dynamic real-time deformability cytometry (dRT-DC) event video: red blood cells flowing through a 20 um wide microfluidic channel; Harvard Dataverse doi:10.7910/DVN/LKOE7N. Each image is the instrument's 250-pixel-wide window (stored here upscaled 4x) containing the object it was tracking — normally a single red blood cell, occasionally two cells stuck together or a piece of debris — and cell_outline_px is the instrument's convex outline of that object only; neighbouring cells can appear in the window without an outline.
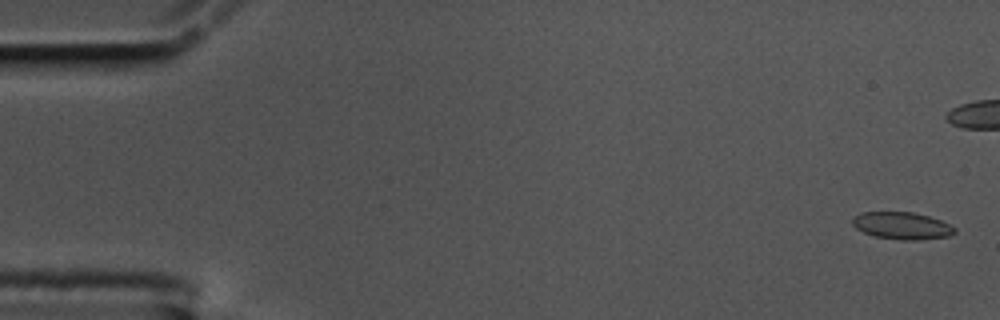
{"species": "common noctule bat (a hibernating species)", "species_latin": "Nyctalus noctula", "temperature_condition": "cold", "stored_images_in_passage": 59, "camera_frame_rate_fps": 3000, "um_per_image_px": 0.085, "animal": {"sex": "male", "body_mass_g": 17.5, "forearm_length_mm": 52.3}, "frame": {"image": 1, "passage_image": 2, "time_ms": 0.333, "image_size_px": [1000, 320], "cell_outline_px": [[956, 232], [948, 236], [916, 240], [900, 240], [876, 236], [864, 232], [856, 228], [852, 224], [852, 220], [860, 212], [912, 212], [928, 216], [940, 220], [956, 228]], "centroid_in_image_um": [76.67, 19.18], "position_along_channel_um": 8.3, "area_um2": 16.01}}
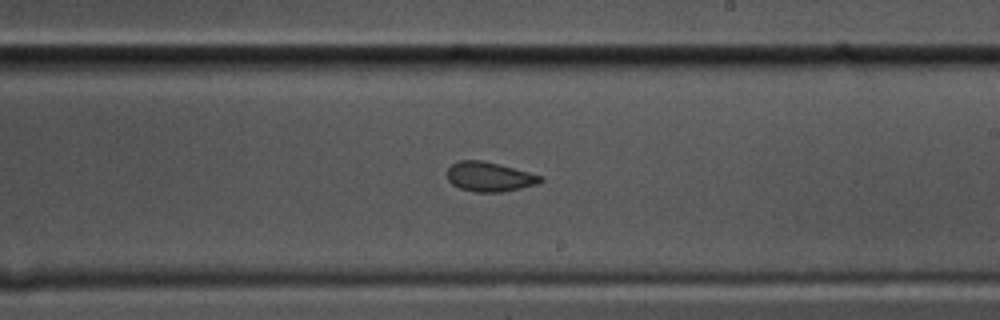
{"frame": {"image": 2, "passage_image": 34, "time_ms": 11.0, "image_size_px": [1000, 320], "cell_outline_px": [[544, 180], [536, 184], [520, 188], [500, 192], [476, 192], [460, 188], [452, 184], [448, 180], [448, 168], [452, 164], [460, 160], [484, 160], [500, 164], [544, 176]], "centroid_in_image_um": [41.62, 15.01], "position_along_channel_um": 247.4, "area_um2": 16.07}}
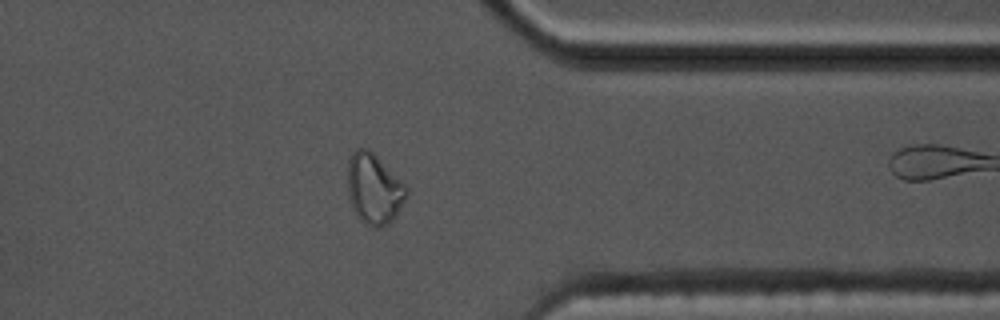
{"frame": {"image": 3, "passage_image": 46, "time_ms": 15.0, "image_size_px": [1000, 320], "cell_outline_px": [[408, 196], [396, 216], [388, 224], [380, 228], [372, 228], [364, 224], [356, 216], [352, 208], [348, 196], [348, 160], [352, 152], [356, 148], [368, 148], [408, 188]], "centroid_in_image_um": [31.78, 16.1], "position_along_channel_um": 379.6, "area_um2": 24.33}, "authors_computed_cell_mechanics": {"area_um2": 16.5886, "velocity_mm_per_s": 3.496, "shape_relaxation_time_tau1_ms": null, "shape_relaxation_time_tau2_ms": 2.0237, "deformation_change_tau1": null, "deformation_change_tau2": 0.0551}}